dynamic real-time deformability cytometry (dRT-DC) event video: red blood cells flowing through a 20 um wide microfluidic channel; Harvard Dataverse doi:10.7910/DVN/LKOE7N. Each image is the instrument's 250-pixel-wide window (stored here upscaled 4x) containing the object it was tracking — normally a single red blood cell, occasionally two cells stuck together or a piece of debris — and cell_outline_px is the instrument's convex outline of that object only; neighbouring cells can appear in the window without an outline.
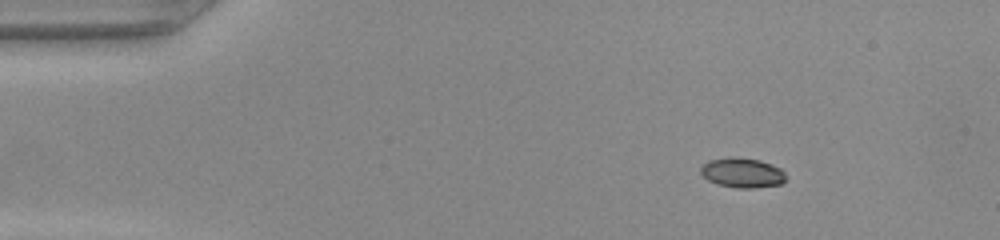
{"species": "common noctule bat (a hibernating species)", "species_latin": "Nyctalus noctula", "temperature_condition": "warm", "stored_images_in_passage": 43, "camera_frame_rate_fps": 3000, "um_per_image_px": 0.085, "animal": {"sex": "female", "body_mass_g": 22.0, "forearm_length_mm": 56.7}, "frame": {"image": 1, "passage_image": 1, "time_ms": 0.0, "image_size_px": [1000, 240], "cell_outline_px": [[784, 180], [780, 184], [752, 188], [736, 188], [716, 184], [708, 180], [700, 172], [700, 168], [708, 160], [732, 156], [760, 160], [772, 164], [780, 168], [784, 172]], "centroid_in_image_um": [63.06, 14.67], "position_along_channel_um": 21.9, "area_um2": 14.8}}
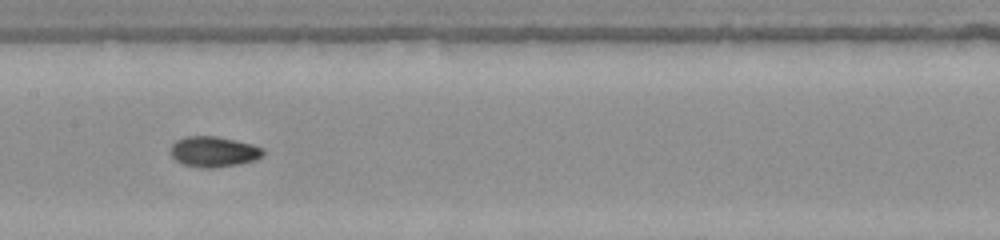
{"frame": {"image": 2, "passage_image": 19, "time_ms": 6.0, "image_size_px": [1000, 240], "cell_outline_px": [[264, 156], [256, 160], [240, 164], [216, 168], [200, 168], [184, 164], [176, 160], [172, 156], [172, 144], [176, 140], [184, 136], [216, 136], [236, 140], [252, 144], [264, 148]], "centroid_in_image_um": [18.21, 12.9], "position_along_channel_um": 189.2, "area_um2": 16.65}}
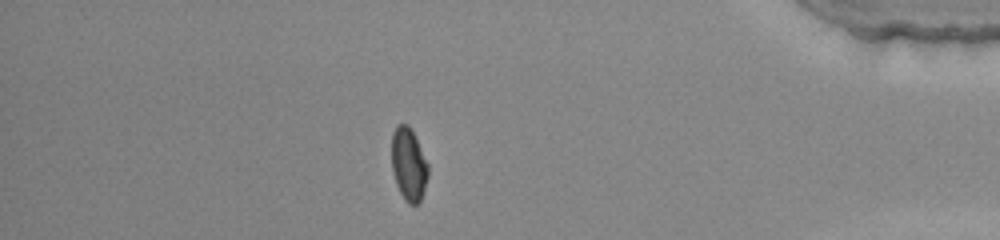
{"frame": {"image": 3, "passage_image": 37, "time_ms": 12.0, "image_size_px": [1000, 240], "cell_outline_px": [[428, 176], [420, 200], [416, 204], [408, 204], [404, 200], [396, 184], [392, 172], [392, 132], [396, 124], [408, 124], [428, 164]], "centroid_in_image_um": [34.71, 13.97], "position_along_channel_um": 400.5, "area_um2": 15.32}}